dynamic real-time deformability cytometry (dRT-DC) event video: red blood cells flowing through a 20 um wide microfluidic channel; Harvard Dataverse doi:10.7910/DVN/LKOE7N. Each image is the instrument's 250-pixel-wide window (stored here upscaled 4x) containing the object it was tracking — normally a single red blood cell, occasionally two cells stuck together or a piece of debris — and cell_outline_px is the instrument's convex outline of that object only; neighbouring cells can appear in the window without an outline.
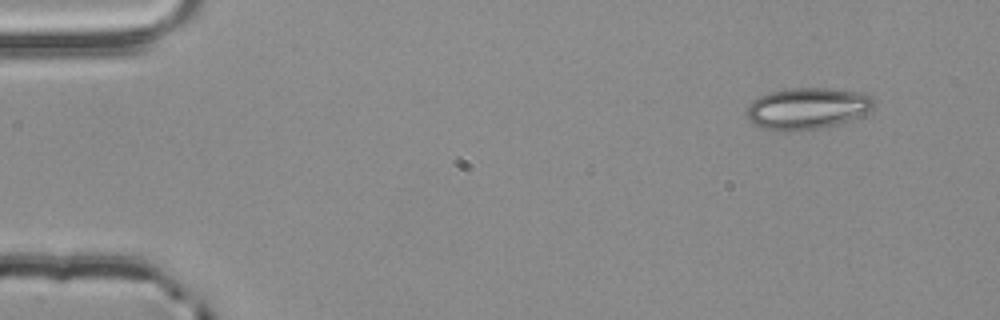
{"species": "common noctule bat (a hibernating species)", "species_latin": "Nyctalus noctula", "temperature_condition": "room temperature", "stored_images_in_passage": 5, "segment_of_instrument_passage": [2, 2], "camera_frame_rate_fps": 3000, "um_per_image_px": 0.085, "animal": {"sex": "male", "body_mass_g": 20.4}, "frame": {"image": 1, "passage_image": 5, "time_ms": 1.333, "image_size_px": [1000, 320], "cell_outline_px": [[876, 104], [872, 112], [836, 124], [820, 128], [784, 132], [764, 128], [748, 120], [748, 104], [752, 100], [760, 96], [772, 92], [792, 88], [824, 88], [864, 92], [872, 96]], "centroid_in_image_um": [68.68, 9.21], "position_along_channel_um": 16.3, "area_um2": 30.87}}